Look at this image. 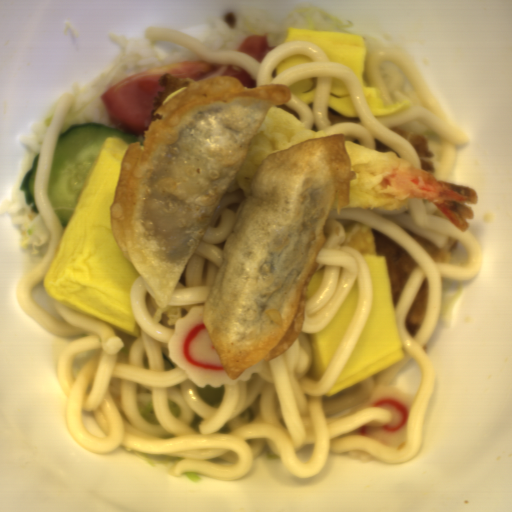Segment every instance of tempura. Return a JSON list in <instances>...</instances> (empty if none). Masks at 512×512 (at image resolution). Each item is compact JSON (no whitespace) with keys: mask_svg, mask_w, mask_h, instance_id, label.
Instances as JSON below:
<instances>
[{"mask_svg":"<svg viewBox=\"0 0 512 512\" xmlns=\"http://www.w3.org/2000/svg\"><path fill=\"white\" fill-rule=\"evenodd\" d=\"M329 135L335 134L318 133L280 106L273 105L254 135L245 159L229 188H237L242 196L249 197L254 176L267 156L289 149L298 143Z\"/></svg>","mask_w":512,"mask_h":512,"instance_id":"d4f62c59","label":"tempura"},{"mask_svg":"<svg viewBox=\"0 0 512 512\" xmlns=\"http://www.w3.org/2000/svg\"><path fill=\"white\" fill-rule=\"evenodd\" d=\"M197 82H200V80L187 77H176L170 71L161 76L159 80L158 93L150 108L149 118L151 122L152 120H160L162 118L160 114H154L162 105H164L173 96L187 88L191 83Z\"/></svg>","mask_w":512,"mask_h":512,"instance_id":"6ee92434","label":"tempura"},{"mask_svg":"<svg viewBox=\"0 0 512 512\" xmlns=\"http://www.w3.org/2000/svg\"><path fill=\"white\" fill-rule=\"evenodd\" d=\"M351 171L349 203L364 211L401 209L422 201L461 232L475 216V189L447 183L390 150L370 149L345 138Z\"/></svg>","mask_w":512,"mask_h":512,"instance_id":"8679c707","label":"tempura"}]
</instances>
